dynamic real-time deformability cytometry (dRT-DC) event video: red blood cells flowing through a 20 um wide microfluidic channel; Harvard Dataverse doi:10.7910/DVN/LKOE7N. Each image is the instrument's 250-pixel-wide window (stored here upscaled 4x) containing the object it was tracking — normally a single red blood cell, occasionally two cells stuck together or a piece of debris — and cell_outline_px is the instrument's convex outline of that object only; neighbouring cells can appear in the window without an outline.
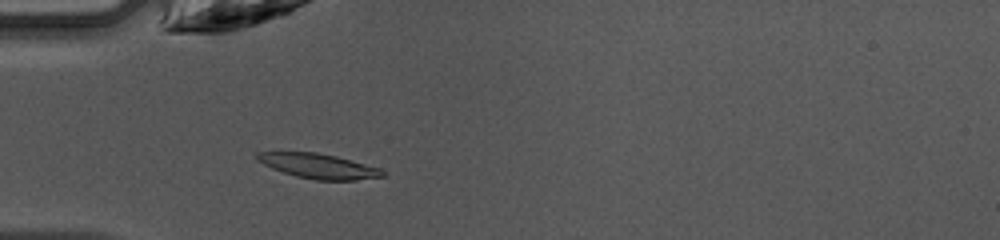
{"species": "common noctule bat (a hibernating species)", "species_latin": "Nyctalus noctula", "temperature_condition": "warm", "stored_images_in_passage": 47, "camera_frame_rate_fps": 3000, "um_per_image_px": 0.085, "animal": {"sex": "female", "body_mass_g": 10.0, "forearm_length_mm": 53.1}, "frame": {"image": 1, "passage_image": 14, "time_ms": 4.333, "image_size_px": [1000, 240], "cell_outline_px": [[384, 176], [356, 180], [316, 180], [296, 176], [272, 168], [256, 160], [256, 152], [316, 152], [336, 156], [380, 168], [384, 172]], "centroid_in_image_um": [27.06, 14.11], "position_along_channel_um": 57.9, "area_um2": 17.98}}
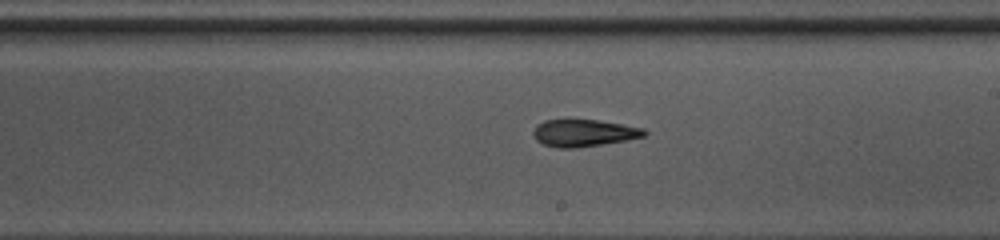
{"frame": {"image": 2, "passage_image": 27, "time_ms": 8.667, "image_size_px": [1000, 240], "cell_outline_px": [[648, 132], [644, 136], [624, 140], [576, 148], [556, 148], [544, 144], [536, 140], [532, 132], [536, 124], [544, 120], [596, 120], [644, 128]], "centroid_in_image_um": [49.57, 11.3], "position_along_channel_um": 239.4, "area_um2": 17.34}}
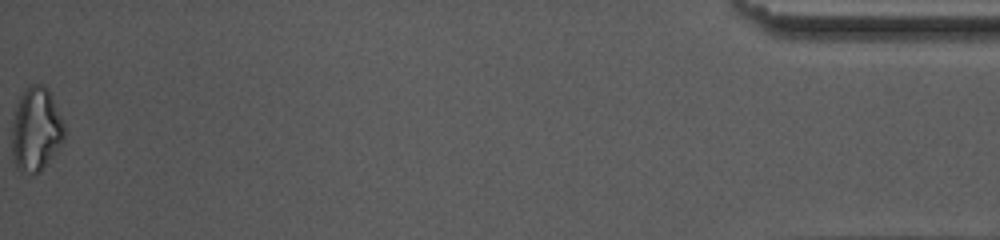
{"frame": {"image": 3, "passage_image": 47, "time_ms": 15.333, "image_size_px": [1000, 240], "cell_outline_px": [[68, 132], [64, 140], [40, 172], [20, 172], [16, 168], [12, 156], [12, 124], [16, 104], [24, 88], [32, 84], [44, 84], [48, 88], [64, 120]], "centroid_in_image_um": [3.08, 10.97], "position_along_channel_um": 432.1, "area_um2": 26.18}, "authors_computed_cell_mechanics": {"area_um2": 17.7446, "velocity_mm_per_s": 4.273, "shape_relaxation_time_tau1_ms": null, "shape_relaxation_time_tau2_ms": 4.5318, "deformation_change_tau1": null, "deformation_change_tau2": 0.1556}}